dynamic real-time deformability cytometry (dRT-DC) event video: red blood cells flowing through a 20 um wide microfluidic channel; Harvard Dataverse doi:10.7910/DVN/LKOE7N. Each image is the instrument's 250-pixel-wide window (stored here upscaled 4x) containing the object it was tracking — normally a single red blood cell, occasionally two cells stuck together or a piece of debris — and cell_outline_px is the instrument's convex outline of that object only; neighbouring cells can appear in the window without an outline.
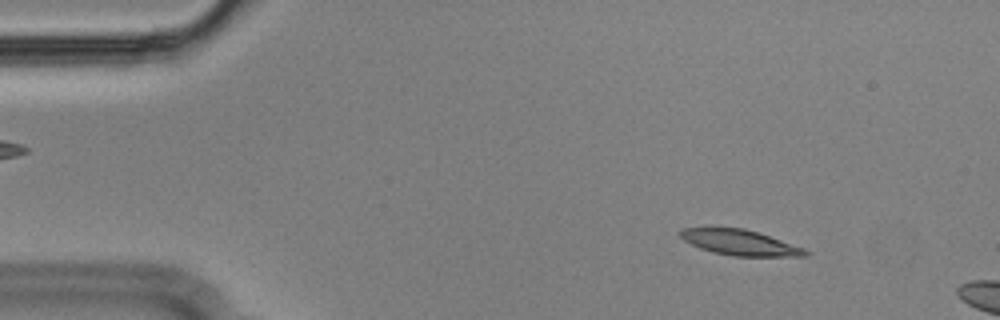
{"species": "Egyptian fruit bat (a non-hibernating species)", "species_latin": "Rousettus aegyptiacus", "temperature_condition": "cold", "stored_images_in_passage": 9, "camera_frame_rate_fps": 3000, "um_per_image_px": 0.085, "animal": {"sex": "male"}, "frame": {"image": 1, "passage_image": 4, "time_ms": 1.0, "image_size_px": [1000, 320], "cell_outline_px": [[808, 256], [732, 256], [712, 252], [700, 248], [684, 240], [680, 236], [680, 228], [744, 228], [804, 248], [808, 252]], "centroid_in_image_um": [62.87, 20.62], "position_along_channel_um": 22.1, "area_um2": 18.21}}